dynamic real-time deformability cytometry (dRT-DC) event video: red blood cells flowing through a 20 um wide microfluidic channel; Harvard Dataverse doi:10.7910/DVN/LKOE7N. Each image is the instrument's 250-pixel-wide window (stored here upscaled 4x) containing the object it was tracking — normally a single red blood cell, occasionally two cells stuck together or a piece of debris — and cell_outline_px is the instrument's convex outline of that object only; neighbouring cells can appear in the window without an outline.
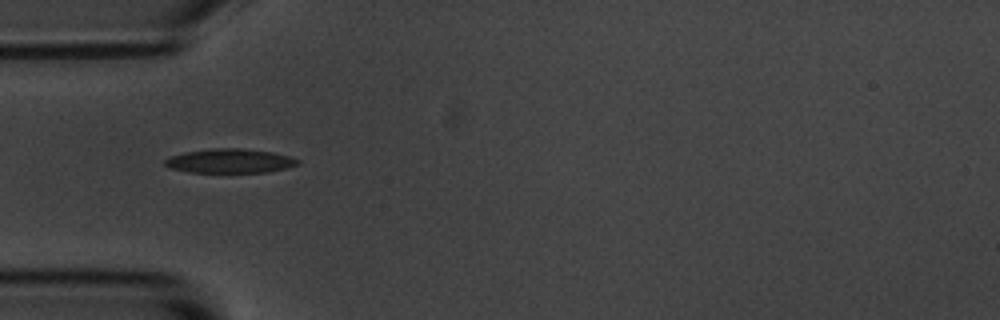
{"species": "common noctule bat (a hibernating species)", "species_latin": "Nyctalus noctula", "temperature_condition": "room temperature", "stored_images_in_passage": 13, "camera_frame_rate_fps": 3000, "um_per_image_px": 0.085, "animal": {"sex": "male", "body_mass_g": 20.1, "forearm_length_mm": 53.5}, "frame": {"image": 1, "passage_image": 3, "time_ms": 0.667, "image_size_px": [1000, 320], "cell_outline_px": [[300, 164], [268, 172], [188, 172], [172, 168], [164, 164], [164, 160], [172, 156], [184, 152], [212, 148], [240, 148], [272, 152], [288, 156], [300, 160]], "centroid_in_image_um": [19.54, 13.67], "position_along_channel_um": 65.5, "area_um2": 18.55}}
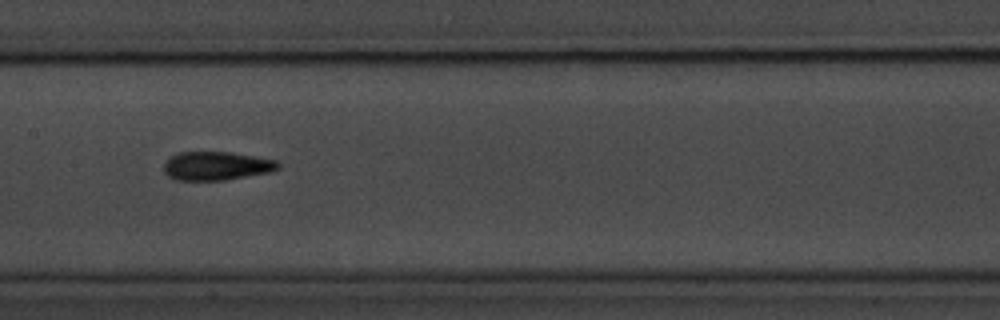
{"frame": {"image": 2, "passage_image": 6, "time_ms": 1.667, "image_size_px": [1000, 320], "cell_outline_px": [[280, 168], [272, 172], [224, 180], [176, 180], [168, 176], [164, 172], [164, 164], [172, 156], [180, 152], [232, 152], [256, 156], [276, 160], [280, 164]], "centroid_in_image_um": [18.44, 14.1], "position_along_channel_um": 189.0, "area_um2": 19.13}}
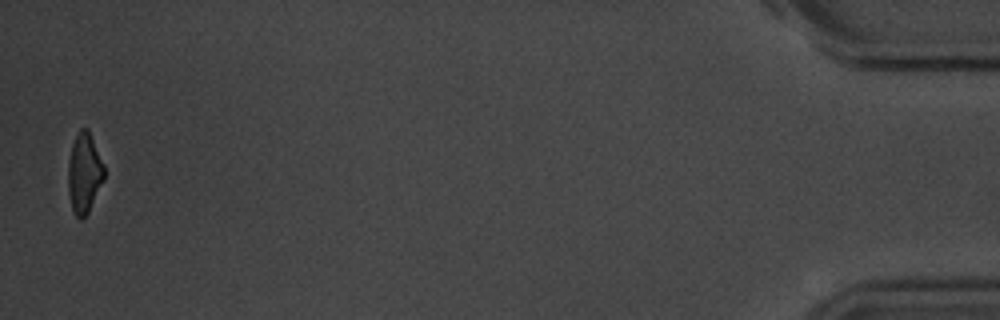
{"frame": {"image": 3, "passage_image": 13, "time_ms": 4.0, "image_size_px": [1000, 320], "cell_outline_px": [[104, 180], [88, 212], [80, 220], [76, 216], [72, 208], [68, 192], [68, 164], [72, 144], [80, 128], [88, 128], [104, 164]], "centroid_in_image_um": [7.16, 14.7], "position_along_channel_um": 428.0, "area_um2": 16.76}}